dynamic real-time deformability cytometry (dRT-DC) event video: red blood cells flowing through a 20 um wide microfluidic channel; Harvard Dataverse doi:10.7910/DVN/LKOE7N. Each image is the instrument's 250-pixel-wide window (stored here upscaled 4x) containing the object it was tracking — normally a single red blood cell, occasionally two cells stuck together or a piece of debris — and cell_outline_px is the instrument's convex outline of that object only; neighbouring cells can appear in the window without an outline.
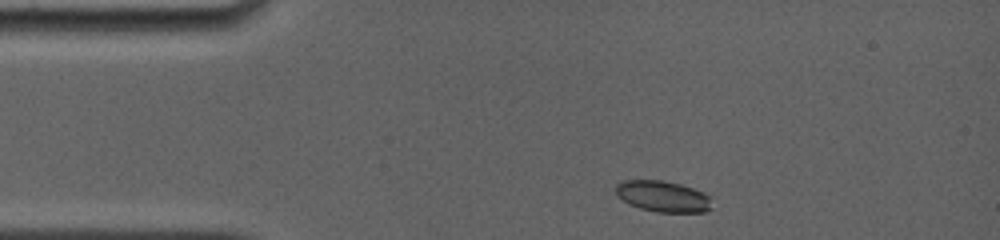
{"species": "common noctule bat (a hibernating species)", "species_latin": "Nyctalus noctula", "temperature_condition": "room temperature", "stored_images_in_passage": 3, "camera_frame_rate_fps": 4000, "um_per_image_px": 0.085, "animal": {"sex": "female", "body_mass_g": 19.0, "forearm_length_mm": 56.7}, "frame": {"image": 1, "passage_image": 1, "time_ms": 0.0, "image_size_px": [1000, 240], "cell_outline_px": [[708, 208], [704, 212], [656, 212], [640, 208], [624, 200], [616, 192], [616, 184], [620, 180], [664, 180], [680, 184], [704, 192], [708, 196]], "centroid_in_image_um": [56.3, 16.67], "position_along_channel_um": 28.7, "area_um2": 17.05}}